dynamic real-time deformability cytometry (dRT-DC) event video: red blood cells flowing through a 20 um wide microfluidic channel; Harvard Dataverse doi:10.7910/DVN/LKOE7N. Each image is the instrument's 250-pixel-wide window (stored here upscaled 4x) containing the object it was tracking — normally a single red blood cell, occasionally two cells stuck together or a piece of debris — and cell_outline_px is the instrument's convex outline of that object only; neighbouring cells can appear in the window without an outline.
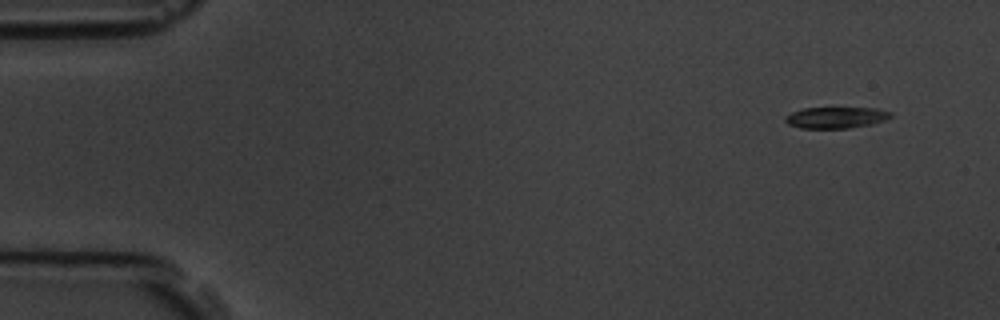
{"species": "common noctule bat (a hibernating species)", "species_latin": "Nyctalus noctula", "temperature_condition": "room temperature", "stored_images_in_passage": 5, "camera_frame_rate_fps": 3000, "um_per_image_px": 0.085, "animal": {"sex": "male", "body_mass_g": 19.5, "forearm_length_mm": 54.6}, "frame": {"image": 1, "passage_image": 1, "time_ms": 0.0, "image_size_px": [1000, 320], "cell_outline_px": [[892, 116], [884, 120], [872, 124], [848, 128], [800, 128], [788, 124], [784, 120], [784, 116], [792, 112], [804, 108], [876, 108], [892, 112]], "centroid_in_image_um": [71.04, 9.99], "position_along_channel_um": 14.0, "area_um2": 13.06}}
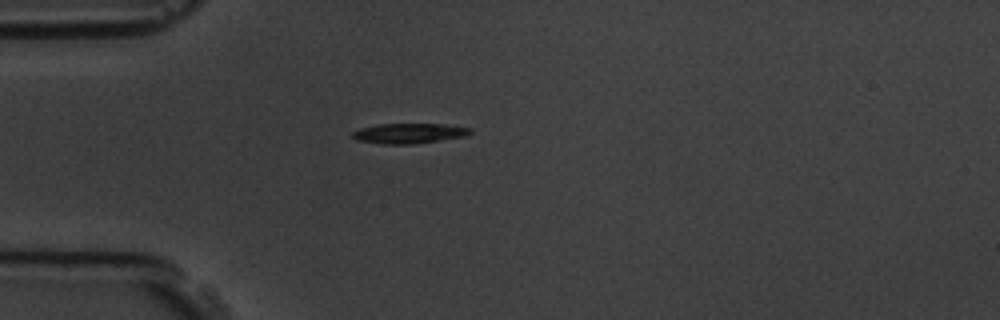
{"frame": {"image": 2, "passage_image": 4, "time_ms": 3.667, "image_size_px": [1000, 320], "cell_outline_px": [[472, 132], [464, 136], [412, 144], [384, 144], [356, 140], [352, 136], [352, 132], [360, 128], [380, 124], [444, 124], [472, 128]], "centroid_in_image_um": [34.75, 11.33], "position_along_channel_um": 50.3, "area_um2": 13.64}}